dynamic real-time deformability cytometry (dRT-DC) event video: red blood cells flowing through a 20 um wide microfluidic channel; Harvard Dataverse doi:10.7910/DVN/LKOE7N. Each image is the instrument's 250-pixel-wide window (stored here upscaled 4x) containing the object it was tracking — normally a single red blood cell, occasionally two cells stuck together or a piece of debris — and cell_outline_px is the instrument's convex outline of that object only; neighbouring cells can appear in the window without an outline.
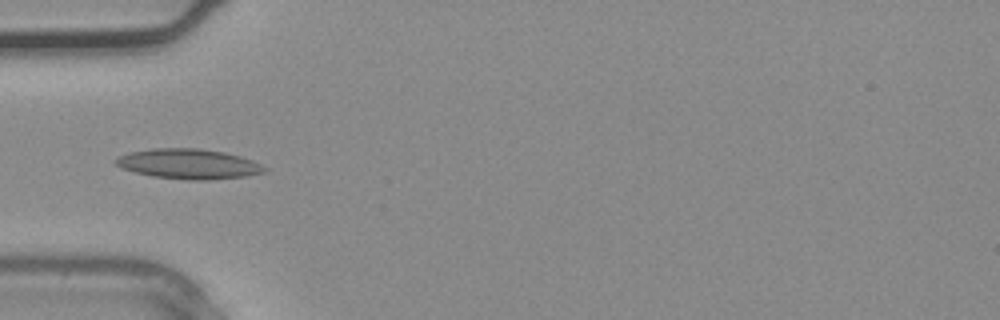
{"species": "common noctule bat (a hibernating species)", "species_latin": "Nyctalus noctula", "temperature_condition": "warm", "stored_images_in_passage": 35, "camera_frame_rate_fps": 3000, "um_per_image_px": 0.085, "animal": {"sex": "male", "body_mass_g": 20.4}, "frame": {"image": 1, "passage_image": 11, "time_ms": 3.333, "image_size_px": [1000, 320], "cell_outline_px": [[268, 172], [248, 176], [208, 180], [188, 180], [152, 176], [120, 168], [112, 160], [128, 152], [152, 148], [200, 148], [224, 152], [240, 156], [252, 160], [268, 168]], "centroid_in_image_um": [16.05, 13.93], "position_along_channel_um": 69.0, "area_um2": 26.3}}